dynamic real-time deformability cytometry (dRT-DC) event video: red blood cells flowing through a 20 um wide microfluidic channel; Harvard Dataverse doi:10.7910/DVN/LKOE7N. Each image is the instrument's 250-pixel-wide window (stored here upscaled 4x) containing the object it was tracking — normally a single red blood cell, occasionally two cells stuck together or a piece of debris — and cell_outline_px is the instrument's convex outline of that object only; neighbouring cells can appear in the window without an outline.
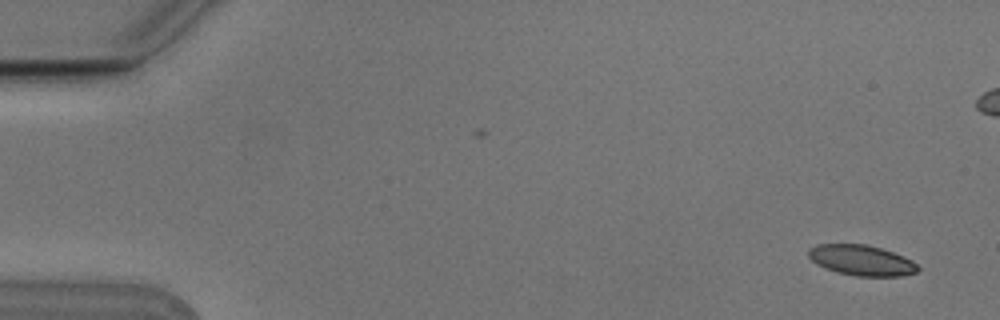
{"species": "Egyptian fruit bat (a non-hibernating species)", "species_latin": "Rousettus aegyptiacus", "temperature_condition": "cold", "stored_images_in_passage": 6, "camera_frame_rate_fps": 3000, "um_per_image_px": 0.085, "animal": {"sex": "male"}, "frame": {"image": 1, "passage_image": 1, "time_ms": 0.0, "image_size_px": [1000, 320], "cell_outline_px": [[920, 268], [916, 272], [900, 276], [856, 276], [836, 272], [824, 268], [816, 264], [808, 256], [808, 248], [816, 244], [868, 244], [892, 252], [912, 260]], "centroid_in_image_um": [73.19, 22.12], "position_along_channel_um": 11.8, "area_um2": 19.48}}